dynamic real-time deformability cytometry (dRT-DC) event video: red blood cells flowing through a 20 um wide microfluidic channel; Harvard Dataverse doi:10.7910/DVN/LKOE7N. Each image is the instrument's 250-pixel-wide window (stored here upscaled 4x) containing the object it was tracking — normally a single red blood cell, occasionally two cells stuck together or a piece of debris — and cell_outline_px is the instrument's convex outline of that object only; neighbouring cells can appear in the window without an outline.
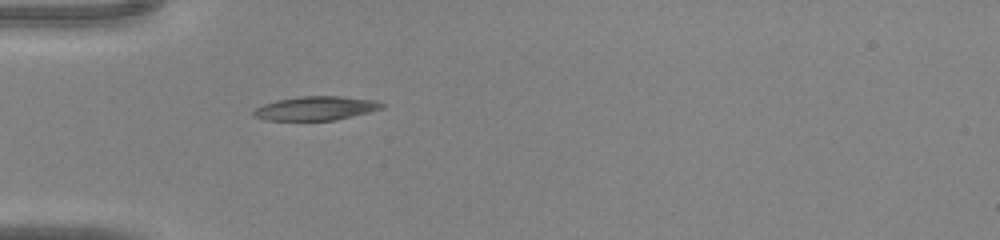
{"species": "common noctule bat (a hibernating species)", "species_latin": "Nyctalus noctula", "temperature_condition": "warm", "stored_images_in_passage": 31, "camera_frame_rate_fps": 3000, "um_per_image_px": 0.085, "animal": {"sex": "male", "body_mass_g": 20.0, "forearm_length_mm": 53.3}, "frame": {"image": 1, "passage_image": 1, "time_ms": 0.0, "image_size_px": [1000, 240], "cell_outline_px": [[384, 108], [336, 120], [264, 120], [252, 116], [252, 112], [256, 108], [264, 104], [276, 100], [300, 96], [340, 96], [376, 100], [384, 104]], "centroid_in_image_um": [26.83, 9.2], "position_along_channel_um": 58.2, "area_um2": 17.92}}
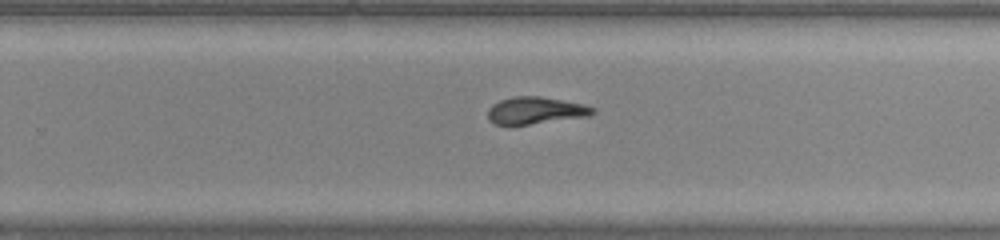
{"frame": {"image": 2, "passage_image": 16, "time_ms": 5.0, "image_size_px": [1000, 240], "cell_outline_px": [[596, 112], [592, 116], [512, 128], [508, 128], [492, 124], [488, 120], [488, 108], [492, 104], [500, 100], [516, 96], [540, 96], [584, 104], [596, 108]], "centroid_in_image_um": [45.49, 9.46], "position_along_channel_um": 284.3, "area_um2": 17.69}}
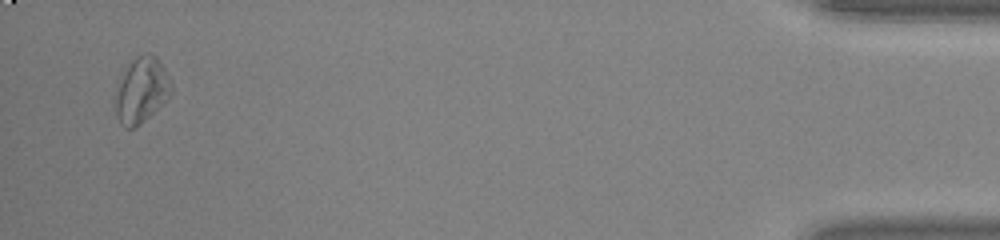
{"frame": {"image": 3, "passage_image": 30, "time_ms": 9.667, "image_size_px": [1000, 240], "cell_outline_px": [[172, 92], [140, 124], [132, 128], [128, 128], [120, 124], [116, 116], [116, 92], [124, 68], [128, 60], [144, 52], [152, 52], [160, 60], [172, 84]], "centroid_in_image_um": [12.01, 7.58], "position_along_channel_um": 423.2, "area_um2": 21.27}}